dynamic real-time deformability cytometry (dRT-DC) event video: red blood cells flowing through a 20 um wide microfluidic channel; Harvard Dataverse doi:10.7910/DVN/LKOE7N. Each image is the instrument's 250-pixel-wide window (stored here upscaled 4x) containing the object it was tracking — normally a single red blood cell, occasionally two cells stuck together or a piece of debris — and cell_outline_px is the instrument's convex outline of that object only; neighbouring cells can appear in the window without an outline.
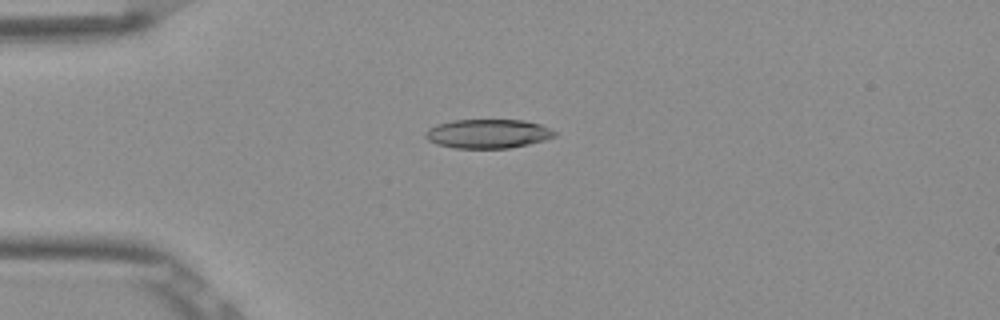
{"species": "Egyptian fruit bat (a non-hibernating species)", "species_latin": "Rousettus aegyptiacus", "temperature_condition": "room temperature", "stored_images_in_passage": 52, "camera_frame_rate_fps": 3000, "um_per_image_px": 0.085, "frame": {"image": 1, "passage_image": 13, "time_ms": 4.0, "image_size_px": [1000, 320], "cell_outline_px": [[556, 136], [544, 140], [528, 144], [508, 148], [456, 148], [436, 144], [428, 140], [424, 136], [424, 132], [428, 128], [436, 124], [452, 120], [524, 120], [540, 124], [556, 132]], "centroid_in_image_um": [41.43, 11.36], "position_along_channel_um": 43.6, "area_um2": 21.91}}
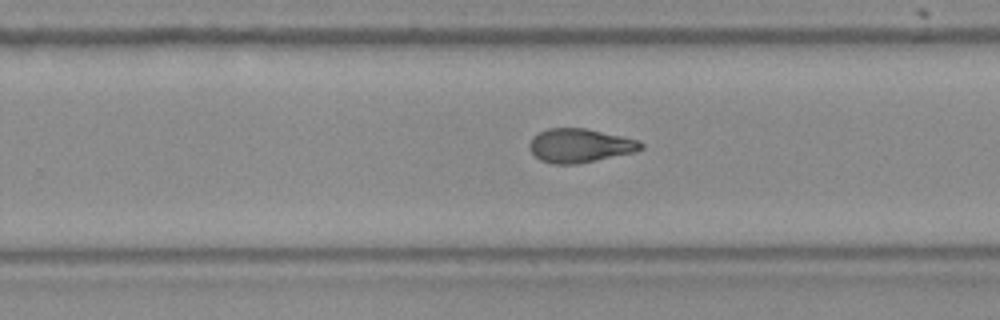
{"frame": {"image": 2, "passage_image": 33, "time_ms": 10.667, "image_size_px": [1000, 320], "cell_outline_px": [[644, 148], [636, 152], [576, 164], [552, 164], [540, 160], [528, 148], [528, 144], [532, 136], [548, 128], [584, 128], [620, 136], [636, 140], [644, 144]], "centroid_in_image_um": [49.26, 12.38], "position_along_channel_um": 280.5, "area_um2": 21.91}}
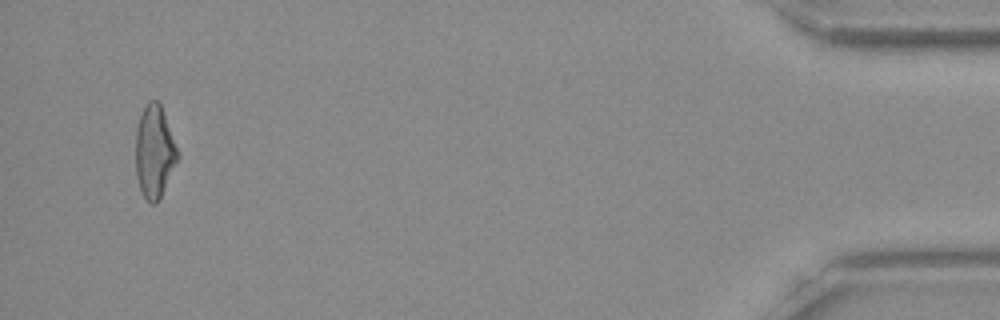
{"frame": {"image": 3, "passage_image": 50, "time_ms": 16.333, "image_size_px": [1000, 320], "cell_outline_px": [[180, 156], [160, 200], [156, 204], [152, 204], [144, 196], [140, 188], [136, 176], [136, 128], [140, 116], [148, 100], [156, 100], [160, 104], [180, 152]], "centroid_in_image_um": [13.15, 12.92], "position_along_channel_um": 422.0, "area_um2": 22.83}, "authors_computed_cell_mechanics": {"area_um2": 22.5998, "velocity_mm_per_s": 3.8909, "shape_relaxation_time_tau1_ms": 10.7313, "shape_relaxation_time_tau2_ms": 2.7318, "deformation_change_tau1": 0.2739, "deformation_change_tau2": 0.0894}}